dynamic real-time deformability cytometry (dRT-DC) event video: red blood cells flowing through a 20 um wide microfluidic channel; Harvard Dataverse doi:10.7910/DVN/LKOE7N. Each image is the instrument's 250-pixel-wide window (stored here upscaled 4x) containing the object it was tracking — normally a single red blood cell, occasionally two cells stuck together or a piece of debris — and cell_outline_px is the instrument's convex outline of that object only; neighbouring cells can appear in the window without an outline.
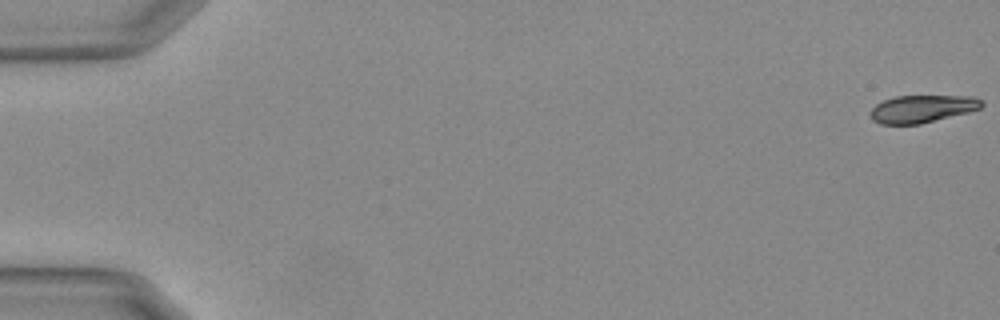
{"species": "Egyptian fruit bat (a non-hibernating species)", "species_latin": "Rousettus aegyptiacus", "temperature_condition": "warm", "stored_images_in_passage": 53, "camera_frame_rate_fps": 3000, "um_per_image_px": 0.085, "animal": {"sex": "female"}, "frame": {"image": 1, "passage_image": 1, "time_ms": 0.0, "image_size_px": [1000, 320], "cell_outline_px": [[984, 104], [980, 108], [968, 112], [920, 124], [880, 124], [872, 120], [872, 108], [876, 104], [884, 100], [896, 96], [972, 96], [984, 100]], "centroid_in_image_um": [78.41, 9.24], "position_along_channel_um": 6.6, "area_um2": 17.74}}
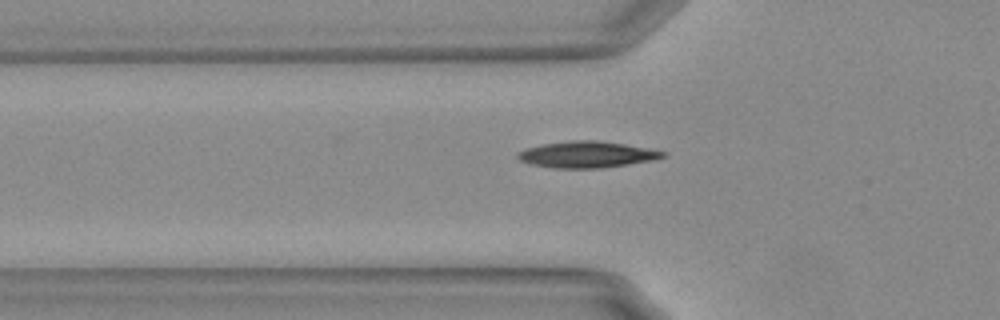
{"frame": {"image": 2, "passage_image": 20, "time_ms": 6.333, "image_size_px": [1000, 320], "cell_outline_px": [[668, 156], [652, 160], [628, 164], [600, 168], [552, 168], [528, 164], [520, 160], [516, 156], [516, 152], [524, 148], [540, 144], [572, 140], [600, 140], [648, 148], [668, 152]], "centroid_in_image_um": [49.85, 13.13], "position_along_channel_um": 76.0, "area_um2": 22.6}}
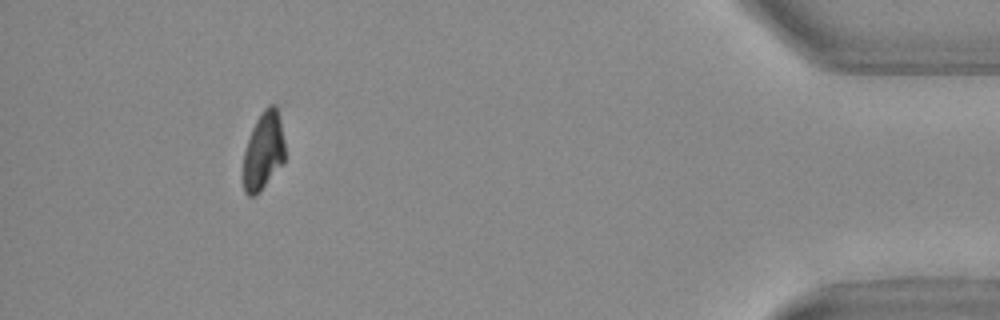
{"frame": {"image": 3, "passage_image": 52, "time_ms": 17.0, "image_size_px": [1000, 320], "cell_outline_px": [[284, 160], [264, 184], [252, 196], [248, 196], [244, 192], [244, 152], [252, 128], [256, 120], [264, 108], [268, 104], [276, 104], [280, 120], [284, 140]], "centroid_in_image_um": [22.39, 12.74], "position_along_channel_um": 412.8, "area_um2": 18.26}}